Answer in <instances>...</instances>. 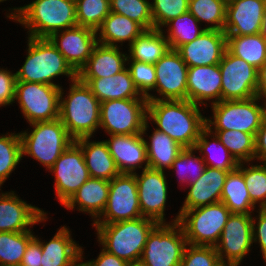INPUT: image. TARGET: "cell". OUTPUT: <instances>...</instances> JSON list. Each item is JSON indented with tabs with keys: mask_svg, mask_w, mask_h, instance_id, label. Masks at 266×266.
<instances>
[{
	"mask_svg": "<svg viewBox=\"0 0 266 266\" xmlns=\"http://www.w3.org/2000/svg\"><path fill=\"white\" fill-rule=\"evenodd\" d=\"M259 100L255 96L245 100H221L211 104L213 120L206 118V127L209 130H239L255 137L266 118L265 102L260 105Z\"/></svg>",
	"mask_w": 266,
	"mask_h": 266,
	"instance_id": "cell-8",
	"label": "cell"
},
{
	"mask_svg": "<svg viewBox=\"0 0 266 266\" xmlns=\"http://www.w3.org/2000/svg\"><path fill=\"white\" fill-rule=\"evenodd\" d=\"M186 245L179 222L158 223L148 234L140 259L148 266H180Z\"/></svg>",
	"mask_w": 266,
	"mask_h": 266,
	"instance_id": "cell-9",
	"label": "cell"
},
{
	"mask_svg": "<svg viewBox=\"0 0 266 266\" xmlns=\"http://www.w3.org/2000/svg\"><path fill=\"white\" fill-rule=\"evenodd\" d=\"M97 259L85 262L87 266H128V262L102 248Z\"/></svg>",
	"mask_w": 266,
	"mask_h": 266,
	"instance_id": "cell-51",
	"label": "cell"
},
{
	"mask_svg": "<svg viewBox=\"0 0 266 266\" xmlns=\"http://www.w3.org/2000/svg\"><path fill=\"white\" fill-rule=\"evenodd\" d=\"M255 158L266 163V118L262 121L261 127L255 134Z\"/></svg>",
	"mask_w": 266,
	"mask_h": 266,
	"instance_id": "cell-52",
	"label": "cell"
},
{
	"mask_svg": "<svg viewBox=\"0 0 266 266\" xmlns=\"http://www.w3.org/2000/svg\"><path fill=\"white\" fill-rule=\"evenodd\" d=\"M243 176L252 203L261 209L266 204V163L243 166Z\"/></svg>",
	"mask_w": 266,
	"mask_h": 266,
	"instance_id": "cell-45",
	"label": "cell"
},
{
	"mask_svg": "<svg viewBox=\"0 0 266 266\" xmlns=\"http://www.w3.org/2000/svg\"><path fill=\"white\" fill-rule=\"evenodd\" d=\"M147 99H113L100 103V127L109 135L142 134Z\"/></svg>",
	"mask_w": 266,
	"mask_h": 266,
	"instance_id": "cell-10",
	"label": "cell"
},
{
	"mask_svg": "<svg viewBox=\"0 0 266 266\" xmlns=\"http://www.w3.org/2000/svg\"><path fill=\"white\" fill-rule=\"evenodd\" d=\"M225 2L226 5L232 3L233 1H236V0H223Z\"/></svg>",
	"mask_w": 266,
	"mask_h": 266,
	"instance_id": "cell-58",
	"label": "cell"
},
{
	"mask_svg": "<svg viewBox=\"0 0 266 266\" xmlns=\"http://www.w3.org/2000/svg\"><path fill=\"white\" fill-rule=\"evenodd\" d=\"M189 0H153L151 14L153 29L162 30L169 21L188 12Z\"/></svg>",
	"mask_w": 266,
	"mask_h": 266,
	"instance_id": "cell-44",
	"label": "cell"
},
{
	"mask_svg": "<svg viewBox=\"0 0 266 266\" xmlns=\"http://www.w3.org/2000/svg\"><path fill=\"white\" fill-rule=\"evenodd\" d=\"M210 136L213 137L211 138L213 141L212 143L208 139ZM194 149L195 151L199 150L201 155L203 154L202 158L207 167L232 171L239 165L228 149L221 143L216 134L209 131L207 127L201 132ZM216 153H218V157Z\"/></svg>",
	"mask_w": 266,
	"mask_h": 266,
	"instance_id": "cell-34",
	"label": "cell"
},
{
	"mask_svg": "<svg viewBox=\"0 0 266 266\" xmlns=\"http://www.w3.org/2000/svg\"><path fill=\"white\" fill-rule=\"evenodd\" d=\"M16 73L0 68V106L15 103Z\"/></svg>",
	"mask_w": 266,
	"mask_h": 266,
	"instance_id": "cell-48",
	"label": "cell"
},
{
	"mask_svg": "<svg viewBox=\"0 0 266 266\" xmlns=\"http://www.w3.org/2000/svg\"><path fill=\"white\" fill-rule=\"evenodd\" d=\"M243 162L228 172L220 201L231 213L251 215L255 209L243 176Z\"/></svg>",
	"mask_w": 266,
	"mask_h": 266,
	"instance_id": "cell-31",
	"label": "cell"
},
{
	"mask_svg": "<svg viewBox=\"0 0 266 266\" xmlns=\"http://www.w3.org/2000/svg\"><path fill=\"white\" fill-rule=\"evenodd\" d=\"M144 31L140 24L130 18L110 12L96 30V34L99 44L116 47L118 42L122 45L128 41L130 45Z\"/></svg>",
	"mask_w": 266,
	"mask_h": 266,
	"instance_id": "cell-30",
	"label": "cell"
},
{
	"mask_svg": "<svg viewBox=\"0 0 266 266\" xmlns=\"http://www.w3.org/2000/svg\"><path fill=\"white\" fill-rule=\"evenodd\" d=\"M109 187V180L90 177L64 206L73 210L78 205V211L88 213L95 222L106 207Z\"/></svg>",
	"mask_w": 266,
	"mask_h": 266,
	"instance_id": "cell-28",
	"label": "cell"
},
{
	"mask_svg": "<svg viewBox=\"0 0 266 266\" xmlns=\"http://www.w3.org/2000/svg\"><path fill=\"white\" fill-rule=\"evenodd\" d=\"M54 173L57 199L65 205L90 178L81 147L73 141L49 169Z\"/></svg>",
	"mask_w": 266,
	"mask_h": 266,
	"instance_id": "cell-13",
	"label": "cell"
},
{
	"mask_svg": "<svg viewBox=\"0 0 266 266\" xmlns=\"http://www.w3.org/2000/svg\"><path fill=\"white\" fill-rule=\"evenodd\" d=\"M220 257L213 246L187 244L180 266H219Z\"/></svg>",
	"mask_w": 266,
	"mask_h": 266,
	"instance_id": "cell-46",
	"label": "cell"
},
{
	"mask_svg": "<svg viewBox=\"0 0 266 266\" xmlns=\"http://www.w3.org/2000/svg\"><path fill=\"white\" fill-rule=\"evenodd\" d=\"M188 11L200 25L202 22L210 24L205 29L224 31L226 4L223 0H189Z\"/></svg>",
	"mask_w": 266,
	"mask_h": 266,
	"instance_id": "cell-39",
	"label": "cell"
},
{
	"mask_svg": "<svg viewBox=\"0 0 266 266\" xmlns=\"http://www.w3.org/2000/svg\"><path fill=\"white\" fill-rule=\"evenodd\" d=\"M162 170L142 169L141 175L134 172L142 217L165 222V207L168 197V184Z\"/></svg>",
	"mask_w": 266,
	"mask_h": 266,
	"instance_id": "cell-17",
	"label": "cell"
},
{
	"mask_svg": "<svg viewBox=\"0 0 266 266\" xmlns=\"http://www.w3.org/2000/svg\"><path fill=\"white\" fill-rule=\"evenodd\" d=\"M149 142L145 140L149 168L170 169L178 154L184 149L166 133L154 129Z\"/></svg>",
	"mask_w": 266,
	"mask_h": 266,
	"instance_id": "cell-33",
	"label": "cell"
},
{
	"mask_svg": "<svg viewBox=\"0 0 266 266\" xmlns=\"http://www.w3.org/2000/svg\"><path fill=\"white\" fill-rule=\"evenodd\" d=\"M6 15L28 28V37L49 38L77 26L75 0H35Z\"/></svg>",
	"mask_w": 266,
	"mask_h": 266,
	"instance_id": "cell-2",
	"label": "cell"
},
{
	"mask_svg": "<svg viewBox=\"0 0 266 266\" xmlns=\"http://www.w3.org/2000/svg\"><path fill=\"white\" fill-rule=\"evenodd\" d=\"M216 134L238 163L255 161V137L239 130H209ZM214 131V132H213Z\"/></svg>",
	"mask_w": 266,
	"mask_h": 266,
	"instance_id": "cell-36",
	"label": "cell"
},
{
	"mask_svg": "<svg viewBox=\"0 0 266 266\" xmlns=\"http://www.w3.org/2000/svg\"><path fill=\"white\" fill-rule=\"evenodd\" d=\"M82 259H84L83 256H81V258L71 266H87V264L85 262H83Z\"/></svg>",
	"mask_w": 266,
	"mask_h": 266,
	"instance_id": "cell-56",
	"label": "cell"
},
{
	"mask_svg": "<svg viewBox=\"0 0 266 266\" xmlns=\"http://www.w3.org/2000/svg\"><path fill=\"white\" fill-rule=\"evenodd\" d=\"M261 32L266 36V12H265V16L263 17Z\"/></svg>",
	"mask_w": 266,
	"mask_h": 266,
	"instance_id": "cell-55",
	"label": "cell"
},
{
	"mask_svg": "<svg viewBox=\"0 0 266 266\" xmlns=\"http://www.w3.org/2000/svg\"><path fill=\"white\" fill-rule=\"evenodd\" d=\"M258 210L257 218L252 217L253 243L258 242L260 245V251L266 263V213L260 208ZM256 221H258L257 225L255 224Z\"/></svg>",
	"mask_w": 266,
	"mask_h": 266,
	"instance_id": "cell-49",
	"label": "cell"
},
{
	"mask_svg": "<svg viewBox=\"0 0 266 266\" xmlns=\"http://www.w3.org/2000/svg\"><path fill=\"white\" fill-rule=\"evenodd\" d=\"M252 244V215L232 213L215 248L221 263L241 264Z\"/></svg>",
	"mask_w": 266,
	"mask_h": 266,
	"instance_id": "cell-16",
	"label": "cell"
},
{
	"mask_svg": "<svg viewBox=\"0 0 266 266\" xmlns=\"http://www.w3.org/2000/svg\"><path fill=\"white\" fill-rule=\"evenodd\" d=\"M231 214L220 201L190 210H180L171 223L181 224L187 244L215 247Z\"/></svg>",
	"mask_w": 266,
	"mask_h": 266,
	"instance_id": "cell-7",
	"label": "cell"
},
{
	"mask_svg": "<svg viewBox=\"0 0 266 266\" xmlns=\"http://www.w3.org/2000/svg\"><path fill=\"white\" fill-rule=\"evenodd\" d=\"M228 172L206 166L197 181L187 184L190 188L180 210H190L220 202Z\"/></svg>",
	"mask_w": 266,
	"mask_h": 266,
	"instance_id": "cell-24",
	"label": "cell"
},
{
	"mask_svg": "<svg viewBox=\"0 0 266 266\" xmlns=\"http://www.w3.org/2000/svg\"><path fill=\"white\" fill-rule=\"evenodd\" d=\"M206 118L199 106L188 100H148L147 120H153L158 131L183 148H194L206 128Z\"/></svg>",
	"mask_w": 266,
	"mask_h": 266,
	"instance_id": "cell-1",
	"label": "cell"
},
{
	"mask_svg": "<svg viewBox=\"0 0 266 266\" xmlns=\"http://www.w3.org/2000/svg\"><path fill=\"white\" fill-rule=\"evenodd\" d=\"M78 26L97 30L109 15L110 0H75Z\"/></svg>",
	"mask_w": 266,
	"mask_h": 266,
	"instance_id": "cell-40",
	"label": "cell"
},
{
	"mask_svg": "<svg viewBox=\"0 0 266 266\" xmlns=\"http://www.w3.org/2000/svg\"><path fill=\"white\" fill-rule=\"evenodd\" d=\"M148 127L147 120L142 134L110 135V139L105 140L120 173L134 174L135 170L142 168L143 163L145 164L143 169L149 167L146 143L143 137Z\"/></svg>",
	"mask_w": 266,
	"mask_h": 266,
	"instance_id": "cell-19",
	"label": "cell"
},
{
	"mask_svg": "<svg viewBox=\"0 0 266 266\" xmlns=\"http://www.w3.org/2000/svg\"><path fill=\"white\" fill-rule=\"evenodd\" d=\"M42 249L40 242L34 237L27 245L19 266H41Z\"/></svg>",
	"mask_w": 266,
	"mask_h": 266,
	"instance_id": "cell-50",
	"label": "cell"
},
{
	"mask_svg": "<svg viewBox=\"0 0 266 266\" xmlns=\"http://www.w3.org/2000/svg\"><path fill=\"white\" fill-rule=\"evenodd\" d=\"M164 30H145L129 46L127 61L135 60L148 64H155L169 50L170 45Z\"/></svg>",
	"mask_w": 266,
	"mask_h": 266,
	"instance_id": "cell-32",
	"label": "cell"
},
{
	"mask_svg": "<svg viewBox=\"0 0 266 266\" xmlns=\"http://www.w3.org/2000/svg\"><path fill=\"white\" fill-rule=\"evenodd\" d=\"M221 100H245L256 96L258 69L226 49L219 63Z\"/></svg>",
	"mask_w": 266,
	"mask_h": 266,
	"instance_id": "cell-14",
	"label": "cell"
},
{
	"mask_svg": "<svg viewBox=\"0 0 266 266\" xmlns=\"http://www.w3.org/2000/svg\"><path fill=\"white\" fill-rule=\"evenodd\" d=\"M91 137L74 140L82 149L90 177L111 180L120 174L108 146L103 141H91Z\"/></svg>",
	"mask_w": 266,
	"mask_h": 266,
	"instance_id": "cell-29",
	"label": "cell"
},
{
	"mask_svg": "<svg viewBox=\"0 0 266 266\" xmlns=\"http://www.w3.org/2000/svg\"><path fill=\"white\" fill-rule=\"evenodd\" d=\"M34 237L31 230L0 232V266H19L28 243Z\"/></svg>",
	"mask_w": 266,
	"mask_h": 266,
	"instance_id": "cell-38",
	"label": "cell"
},
{
	"mask_svg": "<svg viewBox=\"0 0 266 266\" xmlns=\"http://www.w3.org/2000/svg\"><path fill=\"white\" fill-rule=\"evenodd\" d=\"M195 151L194 148H184L174 160L171 166V170H175L180 178L181 183L190 184L194 181H197L206 165L204 159L199 156H195L193 153ZM187 169V170H186Z\"/></svg>",
	"mask_w": 266,
	"mask_h": 266,
	"instance_id": "cell-43",
	"label": "cell"
},
{
	"mask_svg": "<svg viewBox=\"0 0 266 266\" xmlns=\"http://www.w3.org/2000/svg\"><path fill=\"white\" fill-rule=\"evenodd\" d=\"M27 53L24 64L16 72L17 81L62 87L55 84L53 79L66 75L72 82L77 78V73L49 38L28 37Z\"/></svg>",
	"mask_w": 266,
	"mask_h": 266,
	"instance_id": "cell-5",
	"label": "cell"
},
{
	"mask_svg": "<svg viewBox=\"0 0 266 266\" xmlns=\"http://www.w3.org/2000/svg\"><path fill=\"white\" fill-rule=\"evenodd\" d=\"M240 264H233V263H220L219 266H239Z\"/></svg>",
	"mask_w": 266,
	"mask_h": 266,
	"instance_id": "cell-57",
	"label": "cell"
},
{
	"mask_svg": "<svg viewBox=\"0 0 266 266\" xmlns=\"http://www.w3.org/2000/svg\"><path fill=\"white\" fill-rule=\"evenodd\" d=\"M256 96L266 101V62L258 69Z\"/></svg>",
	"mask_w": 266,
	"mask_h": 266,
	"instance_id": "cell-53",
	"label": "cell"
},
{
	"mask_svg": "<svg viewBox=\"0 0 266 266\" xmlns=\"http://www.w3.org/2000/svg\"><path fill=\"white\" fill-rule=\"evenodd\" d=\"M131 62V63H129ZM127 62L134 85L144 97L149 95V91H154L156 84V69L154 64L130 60Z\"/></svg>",
	"mask_w": 266,
	"mask_h": 266,
	"instance_id": "cell-47",
	"label": "cell"
},
{
	"mask_svg": "<svg viewBox=\"0 0 266 266\" xmlns=\"http://www.w3.org/2000/svg\"><path fill=\"white\" fill-rule=\"evenodd\" d=\"M20 160H22V152L19 133L0 135V187L15 170Z\"/></svg>",
	"mask_w": 266,
	"mask_h": 266,
	"instance_id": "cell-41",
	"label": "cell"
},
{
	"mask_svg": "<svg viewBox=\"0 0 266 266\" xmlns=\"http://www.w3.org/2000/svg\"><path fill=\"white\" fill-rule=\"evenodd\" d=\"M156 97L149 93L147 100H187L188 66L176 50H169L155 64Z\"/></svg>",
	"mask_w": 266,
	"mask_h": 266,
	"instance_id": "cell-15",
	"label": "cell"
},
{
	"mask_svg": "<svg viewBox=\"0 0 266 266\" xmlns=\"http://www.w3.org/2000/svg\"><path fill=\"white\" fill-rule=\"evenodd\" d=\"M198 20L188 11L169 21L165 27L168 35H165L171 50H177L181 45L192 42L205 28L199 27Z\"/></svg>",
	"mask_w": 266,
	"mask_h": 266,
	"instance_id": "cell-37",
	"label": "cell"
},
{
	"mask_svg": "<svg viewBox=\"0 0 266 266\" xmlns=\"http://www.w3.org/2000/svg\"><path fill=\"white\" fill-rule=\"evenodd\" d=\"M33 130L20 132L21 152L39 161L49 170L74 139L58 118L29 124Z\"/></svg>",
	"mask_w": 266,
	"mask_h": 266,
	"instance_id": "cell-6",
	"label": "cell"
},
{
	"mask_svg": "<svg viewBox=\"0 0 266 266\" xmlns=\"http://www.w3.org/2000/svg\"><path fill=\"white\" fill-rule=\"evenodd\" d=\"M70 229L61 227L49 242H40L42 249L41 266H71L83 255L82 247L71 237Z\"/></svg>",
	"mask_w": 266,
	"mask_h": 266,
	"instance_id": "cell-26",
	"label": "cell"
},
{
	"mask_svg": "<svg viewBox=\"0 0 266 266\" xmlns=\"http://www.w3.org/2000/svg\"><path fill=\"white\" fill-rule=\"evenodd\" d=\"M227 49L259 69L266 62V36L261 32L255 35H226Z\"/></svg>",
	"mask_w": 266,
	"mask_h": 266,
	"instance_id": "cell-35",
	"label": "cell"
},
{
	"mask_svg": "<svg viewBox=\"0 0 266 266\" xmlns=\"http://www.w3.org/2000/svg\"><path fill=\"white\" fill-rule=\"evenodd\" d=\"M69 86L66 98L63 88L60 90L59 119L74 140L92 137L100 128V101L78 78Z\"/></svg>",
	"mask_w": 266,
	"mask_h": 266,
	"instance_id": "cell-3",
	"label": "cell"
},
{
	"mask_svg": "<svg viewBox=\"0 0 266 266\" xmlns=\"http://www.w3.org/2000/svg\"><path fill=\"white\" fill-rule=\"evenodd\" d=\"M41 208L22 201L14 191L0 193V232H25L47 220ZM29 227V228H28Z\"/></svg>",
	"mask_w": 266,
	"mask_h": 266,
	"instance_id": "cell-20",
	"label": "cell"
},
{
	"mask_svg": "<svg viewBox=\"0 0 266 266\" xmlns=\"http://www.w3.org/2000/svg\"><path fill=\"white\" fill-rule=\"evenodd\" d=\"M78 79L90 87L100 103L113 99H147L134 85L128 67L114 76Z\"/></svg>",
	"mask_w": 266,
	"mask_h": 266,
	"instance_id": "cell-25",
	"label": "cell"
},
{
	"mask_svg": "<svg viewBox=\"0 0 266 266\" xmlns=\"http://www.w3.org/2000/svg\"><path fill=\"white\" fill-rule=\"evenodd\" d=\"M110 11L130 18L145 30L153 29L151 2L147 0H110Z\"/></svg>",
	"mask_w": 266,
	"mask_h": 266,
	"instance_id": "cell-42",
	"label": "cell"
},
{
	"mask_svg": "<svg viewBox=\"0 0 266 266\" xmlns=\"http://www.w3.org/2000/svg\"><path fill=\"white\" fill-rule=\"evenodd\" d=\"M127 53L119 46L97 44L86 64L77 73V78H102L114 76L126 68Z\"/></svg>",
	"mask_w": 266,
	"mask_h": 266,
	"instance_id": "cell-27",
	"label": "cell"
},
{
	"mask_svg": "<svg viewBox=\"0 0 266 266\" xmlns=\"http://www.w3.org/2000/svg\"><path fill=\"white\" fill-rule=\"evenodd\" d=\"M96 33L91 28L77 25L56 32L49 39L64 56L66 62L78 73L98 44Z\"/></svg>",
	"mask_w": 266,
	"mask_h": 266,
	"instance_id": "cell-18",
	"label": "cell"
},
{
	"mask_svg": "<svg viewBox=\"0 0 266 266\" xmlns=\"http://www.w3.org/2000/svg\"><path fill=\"white\" fill-rule=\"evenodd\" d=\"M140 217L142 214L135 174L120 173L110 180L106 207L93 224H109Z\"/></svg>",
	"mask_w": 266,
	"mask_h": 266,
	"instance_id": "cell-12",
	"label": "cell"
},
{
	"mask_svg": "<svg viewBox=\"0 0 266 266\" xmlns=\"http://www.w3.org/2000/svg\"><path fill=\"white\" fill-rule=\"evenodd\" d=\"M227 49L224 31L205 29L192 42L181 45L176 51L188 67L219 64Z\"/></svg>",
	"mask_w": 266,
	"mask_h": 266,
	"instance_id": "cell-21",
	"label": "cell"
},
{
	"mask_svg": "<svg viewBox=\"0 0 266 266\" xmlns=\"http://www.w3.org/2000/svg\"><path fill=\"white\" fill-rule=\"evenodd\" d=\"M266 6L264 0H236L226 5V35L261 33Z\"/></svg>",
	"mask_w": 266,
	"mask_h": 266,
	"instance_id": "cell-22",
	"label": "cell"
},
{
	"mask_svg": "<svg viewBox=\"0 0 266 266\" xmlns=\"http://www.w3.org/2000/svg\"><path fill=\"white\" fill-rule=\"evenodd\" d=\"M158 223L150 218L109 224H92L103 249L116 257L132 262L141 258L148 234Z\"/></svg>",
	"mask_w": 266,
	"mask_h": 266,
	"instance_id": "cell-4",
	"label": "cell"
},
{
	"mask_svg": "<svg viewBox=\"0 0 266 266\" xmlns=\"http://www.w3.org/2000/svg\"><path fill=\"white\" fill-rule=\"evenodd\" d=\"M61 87L35 82H16L15 99L29 124L59 118Z\"/></svg>",
	"mask_w": 266,
	"mask_h": 266,
	"instance_id": "cell-11",
	"label": "cell"
},
{
	"mask_svg": "<svg viewBox=\"0 0 266 266\" xmlns=\"http://www.w3.org/2000/svg\"><path fill=\"white\" fill-rule=\"evenodd\" d=\"M221 85L219 64L188 67L187 100L193 104L206 106L204 101L220 102Z\"/></svg>",
	"mask_w": 266,
	"mask_h": 266,
	"instance_id": "cell-23",
	"label": "cell"
},
{
	"mask_svg": "<svg viewBox=\"0 0 266 266\" xmlns=\"http://www.w3.org/2000/svg\"><path fill=\"white\" fill-rule=\"evenodd\" d=\"M261 209L266 213V204Z\"/></svg>",
	"mask_w": 266,
	"mask_h": 266,
	"instance_id": "cell-59",
	"label": "cell"
},
{
	"mask_svg": "<svg viewBox=\"0 0 266 266\" xmlns=\"http://www.w3.org/2000/svg\"><path fill=\"white\" fill-rule=\"evenodd\" d=\"M128 266H148L143 260L138 259L128 263Z\"/></svg>",
	"mask_w": 266,
	"mask_h": 266,
	"instance_id": "cell-54",
	"label": "cell"
}]
</instances>
